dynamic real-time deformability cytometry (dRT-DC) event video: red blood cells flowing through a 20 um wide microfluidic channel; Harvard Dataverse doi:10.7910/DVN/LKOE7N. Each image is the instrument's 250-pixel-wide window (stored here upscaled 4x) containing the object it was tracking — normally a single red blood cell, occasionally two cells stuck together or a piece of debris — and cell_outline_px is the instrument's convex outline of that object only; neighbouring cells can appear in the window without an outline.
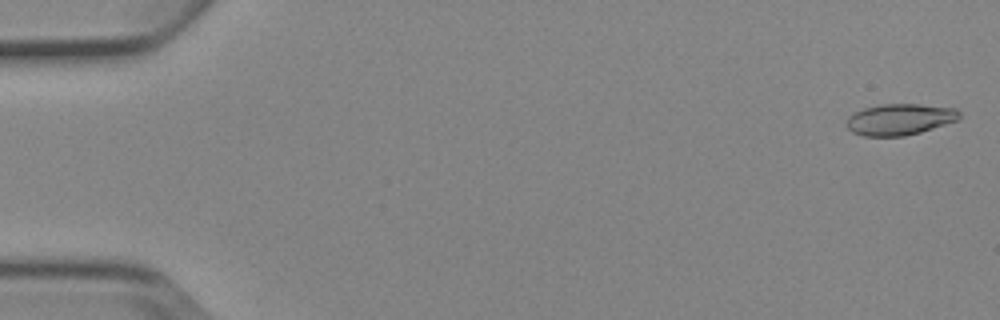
{"species": "Egyptian fruit bat (a non-hibernating species)", "species_latin": "Rousettus aegyptiacus", "temperature_condition": "cold", "stored_images_in_passage": 5, "camera_frame_rate_fps": 3000, "um_per_image_px": 0.085, "animal": {"sex": "female"}, "frame": {"image": 1, "passage_image": 1, "time_ms": 0.0, "image_size_px": [1000, 320], "cell_outline_px": [[960, 120], [920, 132], [904, 136], [864, 136], [852, 132], [844, 124], [848, 116], [864, 108], [880, 104], [920, 104], [956, 108], [960, 112]], "centroid_in_image_um": [76.48, 10.14], "position_along_channel_um": 8.5, "area_um2": 20.75}}
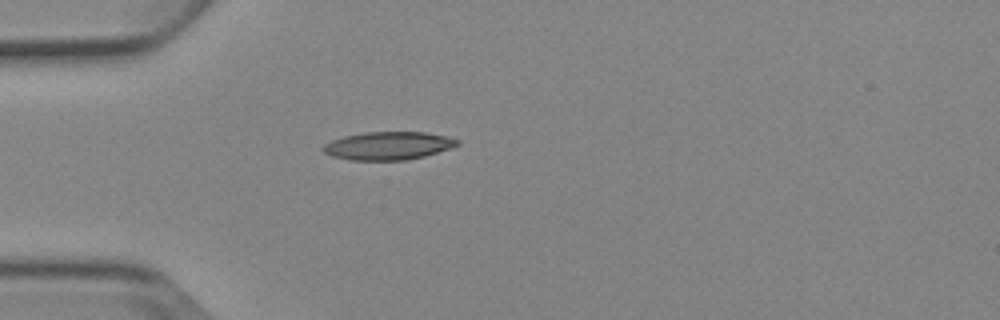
{"frame": {"image": 2, "passage_image": 5, "time_ms": 4.667, "image_size_px": [1000, 320], "cell_outline_px": [[460, 144], [424, 156], [404, 160], [348, 160], [332, 156], [324, 152], [320, 148], [324, 144], [332, 140], [344, 136], [364, 132], [424, 132], [448, 136], [460, 140]], "centroid_in_image_um": [32.97, 12.38], "position_along_channel_um": 52.0, "area_um2": 21.91}}